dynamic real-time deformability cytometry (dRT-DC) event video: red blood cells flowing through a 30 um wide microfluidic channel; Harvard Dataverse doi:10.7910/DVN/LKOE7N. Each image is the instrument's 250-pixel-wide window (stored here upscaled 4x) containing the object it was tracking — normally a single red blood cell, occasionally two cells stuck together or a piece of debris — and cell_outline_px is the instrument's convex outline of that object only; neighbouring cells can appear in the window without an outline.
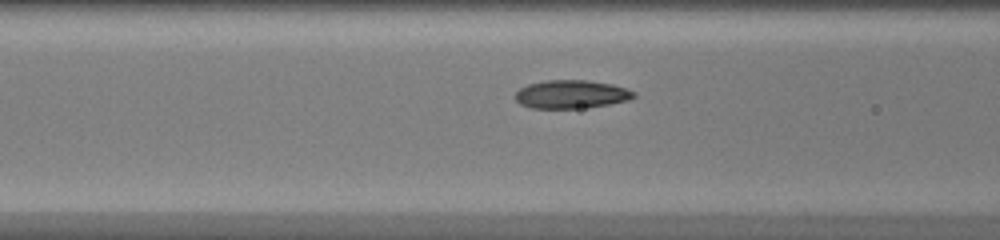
{"species": "common noctule bat (a hibernating species)", "species_latin": "Nyctalus noctula", "temperature_condition": "warm", "stored_images_in_passage": 10, "camera_frame_rate_fps": 3000, "um_per_image_px": 0.085, "animal": {"sex": "female", "body_mass_g": 20.0, "forearm_length_mm": 54.0}, "frame": {"image": 1, "passage_image": 9, "time_ms": 2.667, "image_size_px": [1000, 240], "cell_outline_px": [[636, 96], [628, 100], [588, 108], [528, 108], [520, 104], [512, 96], [520, 88], [528, 84], [544, 80], [588, 80], [612, 84], [636, 92]], "centroid_in_image_um": [48.52, 8.01], "position_along_channel_um": 118.1, "area_um2": 19.77}}